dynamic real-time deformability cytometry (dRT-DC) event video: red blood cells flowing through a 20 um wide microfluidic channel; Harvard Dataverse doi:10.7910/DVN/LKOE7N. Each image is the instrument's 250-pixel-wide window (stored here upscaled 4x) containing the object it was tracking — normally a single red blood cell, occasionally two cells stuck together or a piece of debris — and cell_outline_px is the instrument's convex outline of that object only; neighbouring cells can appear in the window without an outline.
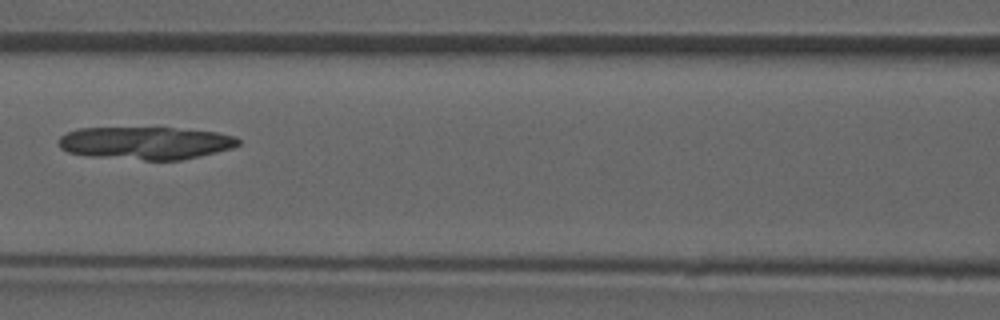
{"species": "common noctule bat (a hibernating species)", "species_latin": "Nyctalus noctula", "temperature_condition": "room temperature", "stored_images_in_passage": 6, "camera_frame_rate_fps": 3000, "um_per_image_px": 0.085, "animal": {"sex": "male", "forearm_length_mm": 52.5}, "frame": {"image": 1, "passage_image": 5, "time_ms": 4.667, "image_size_px": [1000, 320], "cell_outline_px": [[240, 144], [232, 148], [216, 152], [180, 160], [144, 160], [88, 156], [68, 152], [60, 148], [56, 140], [60, 136], [68, 132], [80, 128], [172, 128], [216, 132], [236, 136], [240, 140]], "centroid_in_image_um": [12.35, 12.16], "position_along_channel_um": 154.3, "area_um2": 34.22}}